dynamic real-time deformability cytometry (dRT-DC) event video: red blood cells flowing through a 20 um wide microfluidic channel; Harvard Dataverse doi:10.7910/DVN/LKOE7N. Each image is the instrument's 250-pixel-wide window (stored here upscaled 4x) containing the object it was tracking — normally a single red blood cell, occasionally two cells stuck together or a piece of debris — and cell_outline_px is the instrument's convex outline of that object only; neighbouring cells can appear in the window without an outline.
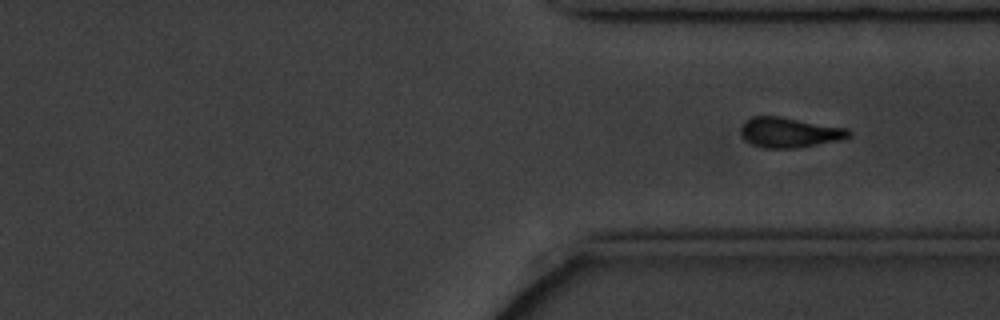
{"species": "common noctule bat (a hibernating species)", "species_latin": "Nyctalus noctula", "temperature_condition": "cold", "stored_images_in_passage": 26, "camera_frame_rate_fps": 3000, "um_per_image_px": 0.085, "animal": {"sex": "male", "body_mass_g": 20.1, "forearm_length_mm": 53.5}, "frame": {"image": 1, "passage_image": 26, "time_ms": 8.333, "image_size_px": [1000, 320], "cell_outline_px": [[852, 132], [848, 136], [840, 140], [796, 148], [764, 148], [752, 144], [744, 136], [740, 128], [748, 120], [756, 116], [780, 116], [848, 128]], "centroid_in_image_um": [67.15, 11.25], "position_along_channel_um": 344.2, "area_um2": 18.61}}